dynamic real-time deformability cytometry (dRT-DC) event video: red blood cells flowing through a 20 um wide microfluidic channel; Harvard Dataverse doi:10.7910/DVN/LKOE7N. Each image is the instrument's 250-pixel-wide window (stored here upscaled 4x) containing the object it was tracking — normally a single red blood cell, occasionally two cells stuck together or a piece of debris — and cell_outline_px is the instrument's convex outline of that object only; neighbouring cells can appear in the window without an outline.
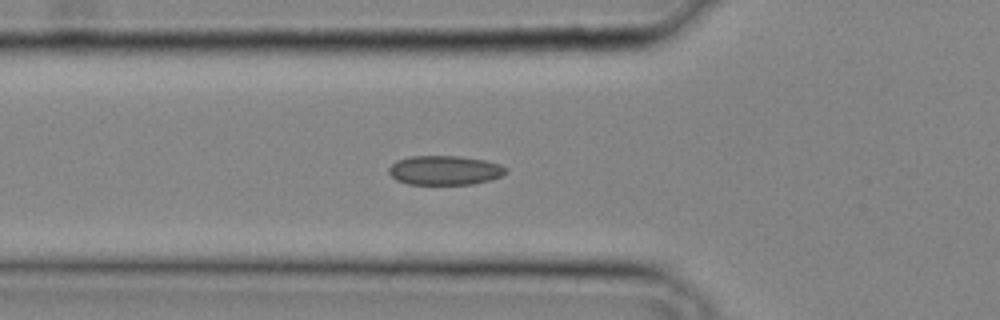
{"species": "common noctule bat (a hibernating species)", "species_latin": "Nyctalus noctula", "temperature_condition": "cold", "stored_images_in_passage": 25, "camera_frame_rate_fps": 3000, "um_per_image_px": 0.085, "animal": {"sex": "male", "body_mass_g": 20.4}, "frame": {"image": 1, "passage_image": 4, "time_ms": 1.0, "image_size_px": [1000, 320], "cell_outline_px": [[508, 172], [500, 176], [488, 180], [472, 184], [408, 184], [396, 180], [388, 172], [388, 168], [396, 160], [408, 156], [460, 156], [484, 160], [500, 164], [508, 168]], "centroid_in_image_um": [37.79, 14.46], "position_along_channel_um": 88.0, "area_um2": 20.06}}
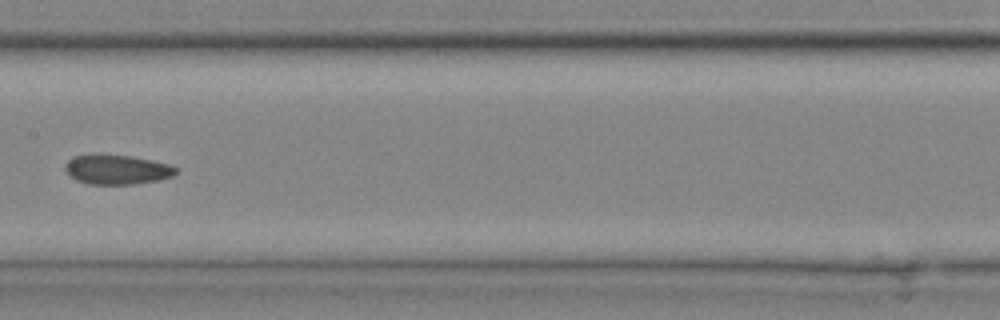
{"frame": {"image": 2, "passage_image": 10, "time_ms": 3.0, "image_size_px": [1000, 320], "cell_outline_px": [[180, 168], [172, 176], [156, 180], [136, 184], [88, 184], [76, 180], [64, 168], [64, 164], [72, 156], [128, 156], [152, 160], [172, 164]], "centroid_in_image_um": [9.99, 14.43], "position_along_channel_um": 197.4, "area_um2": 18.73}}
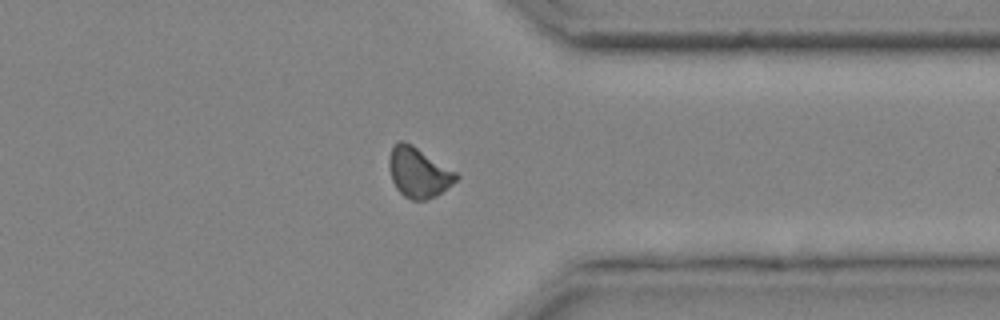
{"frame": {"image": 3, "passage_image": 20, "time_ms": 6.333, "image_size_px": [1000, 320], "cell_outline_px": [[460, 176], [452, 184], [436, 196], [424, 200], [412, 200], [404, 196], [396, 188], [392, 180], [388, 164], [388, 156], [392, 148], [400, 140], [404, 140], [412, 144], [456, 172]], "centroid_in_image_um": [35.55, 14.65], "position_along_channel_um": 375.8, "area_um2": 19.48}}